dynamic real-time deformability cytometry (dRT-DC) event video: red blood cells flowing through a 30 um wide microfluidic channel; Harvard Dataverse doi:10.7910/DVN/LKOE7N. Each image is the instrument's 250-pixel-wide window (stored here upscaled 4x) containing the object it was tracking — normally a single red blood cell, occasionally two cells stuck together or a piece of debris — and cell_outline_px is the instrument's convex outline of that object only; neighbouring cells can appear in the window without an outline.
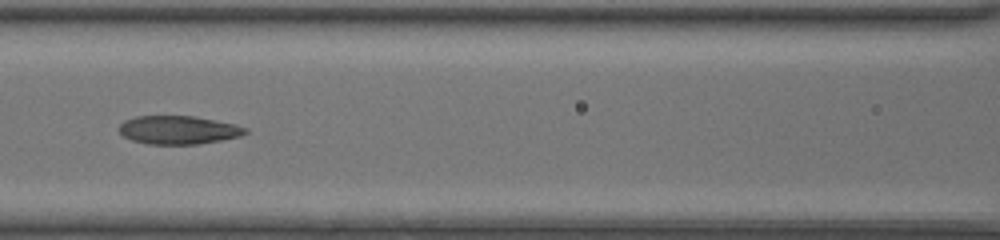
{"species": "common noctule bat (a hibernating species)", "species_latin": "Nyctalus noctula", "temperature_condition": "room temperature", "stored_images_in_passage": 30, "camera_frame_rate_fps": 3000, "um_per_image_px": 0.085, "animal": {"sex": "female", "body_mass_g": 20.0, "forearm_length_mm": 54.0}, "frame": {"image": 1, "passage_image": 18, "time_ms": 5.667, "image_size_px": [1000, 240], "cell_outline_px": [[248, 132], [240, 136], [220, 140], [196, 144], [148, 144], [132, 140], [124, 136], [120, 132], [120, 124], [124, 120], [136, 116], [196, 116], [236, 124], [248, 128]], "centroid_in_image_um": [15.18, 11.04], "position_along_channel_um": 151.4, "area_um2": 20.87}}
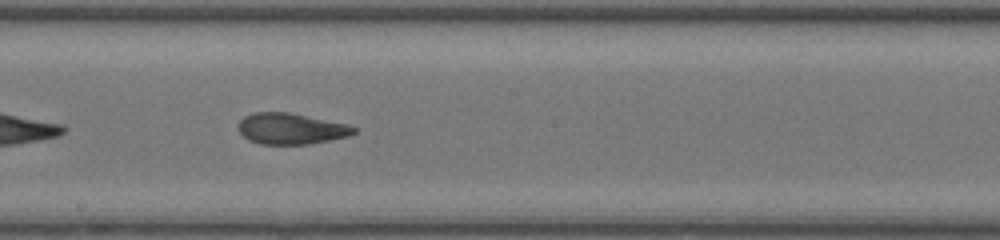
{"frame": {"image": 2, "passage_image": 23, "time_ms": 7.333, "image_size_px": [1000, 240], "cell_outline_px": [[356, 132], [348, 136], [308, 144], [260, 144], [248, 140], [240, 132], [240, 120], [244, 116], [252, 112], [288, 112], [348, 124], [356, 128]], "centroid_in_image_um": [24.73, 10.93], "position_along_channel_um": 223.5, "area_um2": 20.75}}
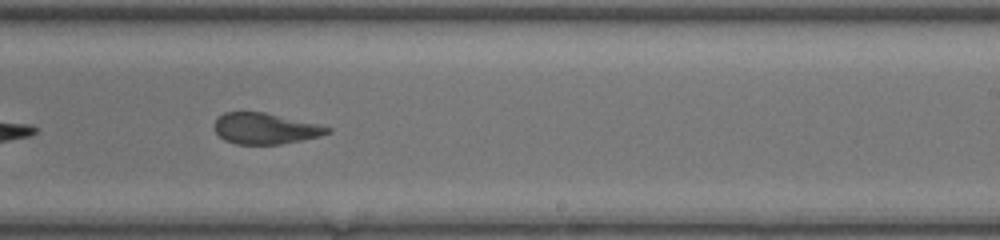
{"frame": {"image": 3, "passage_image": 26, "time_ms": 8.333, "image_size_px": [1000, 240], "cell_outline_px": [[332, 132], [320, 136], [280, 144], [236, 144], [224, 140], [216, 132], [212, 124], [216, 116], [224, 112], [264, 112], [320, 124], [332, 128]], "centroid_in_image_um": [22.52, 10.91], "position_along_channel_um": 266.5, "area_um2": 20.63}}